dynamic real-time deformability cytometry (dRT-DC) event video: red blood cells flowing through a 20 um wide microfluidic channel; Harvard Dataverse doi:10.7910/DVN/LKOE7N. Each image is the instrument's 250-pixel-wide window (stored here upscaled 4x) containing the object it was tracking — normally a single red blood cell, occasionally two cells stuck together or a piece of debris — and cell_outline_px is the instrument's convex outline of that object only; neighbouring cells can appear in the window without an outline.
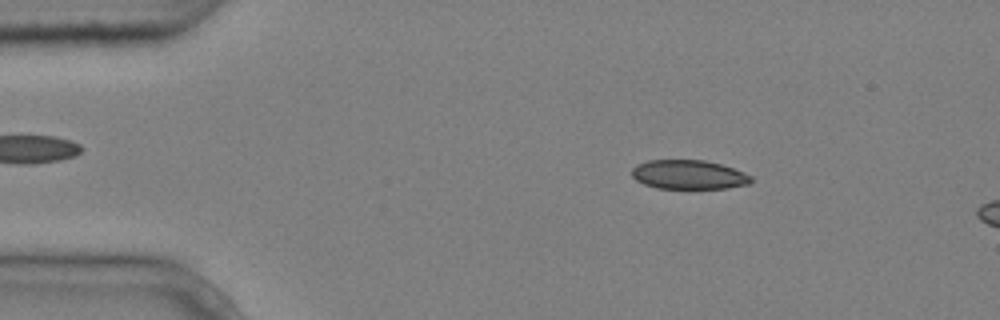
{"species": "common noctule bat (a hibernating species)", "species_latin": "Nyctalus noctula", "temperature_condition": "cold", "stored_images_in_passage": 5, "segment_of_instrument_passage": [1, 2], "camera_frame_rate_fps": 3000, "um_per_image_px": 0.085, "animal": {"sex": "male", "body_mass_g": 20.4}, "frame": {"image": 1, "passage_image": 3, "time_ms": 0.667, "image_size_px": [1000, 320], "cell_outline_px": [[752, 180], [748, 184], [728, 188], [656, 188], [644, 184], [636, 180], [632, 176], [632, 168], [636, 164], [648, 160], [704, 160], [720, 164], [744, 172], [752, 176]], "centroid_in_image_um": [58.52, 14.84], "position_along_channel_um": 26.5, "area_um2": 20.23}}